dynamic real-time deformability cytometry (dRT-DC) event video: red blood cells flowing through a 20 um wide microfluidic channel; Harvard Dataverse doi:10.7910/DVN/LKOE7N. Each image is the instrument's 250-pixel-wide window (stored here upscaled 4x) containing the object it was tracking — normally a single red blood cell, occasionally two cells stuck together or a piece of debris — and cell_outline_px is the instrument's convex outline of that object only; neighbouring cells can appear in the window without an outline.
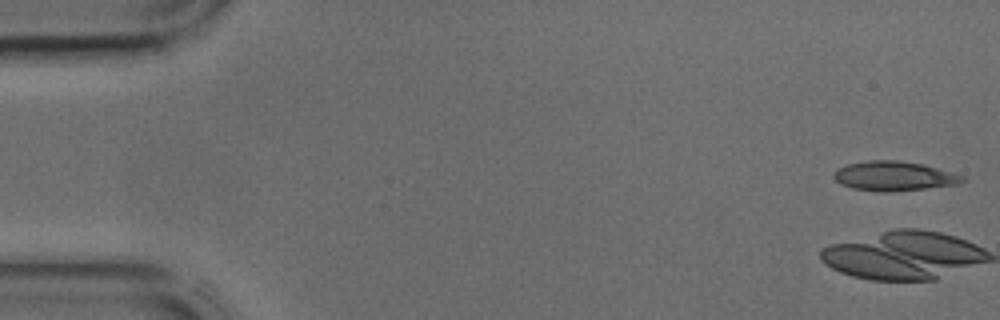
{"species": "common noctule bat (a hibernating species)", "species_latin": "Nyctalus noctula", "temperature_condition": "cold", "stored_images_in_passage": 12, "camera_frame_rate_fps": 3000, "um_per_image_px": 0.085, "animal": {"sex": "male", "body_mass_g": 17.9, "forearm_length_mm": 54.2}, "frame": {"image": 1, "passage_image": 1, "time_ms": 0.0, "image_size_px": [1000, 320], "cell_outline_px": [[964, 180], [960, 184], [924, 188], [884, 192], [852, 188], [840, 184], [832, 176], [836, 168], [848, 164], [868, 160], [896, 160], [924, 164], [964, 176]], "centroid_in_image_um": [75.95, 14.95], "position_along_channel_um": 9.0, "area_um2": 21.96}}